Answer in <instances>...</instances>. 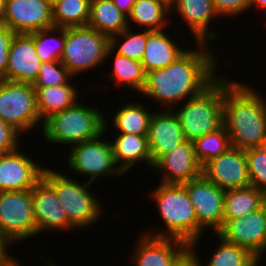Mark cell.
I'll return each instance as SVG.
<instances>
[{
	"label": "cell",
	"mask_w": 266,
	"mask_h": 266,
	"mask_svg": "<svg viewBox=\"0 0 266 266\" xmlns=\"http://www.w3.org/2000/svg\"><path fill=\"white\" fill-rule=\"evenodd\" d=\"M195 45L174 63L146 73L141 97L160 103L163 109H172L207 88L218 77V52L208 48V43Z\"/></svg>",
	"instance_id": "6da1fadb"
},
{
	"label": "cell",
	"mask_w": 266,
	"mask_h": 266,
	"mask_svg": "<svg viewBox=\"0 0 266 266\" xmlns=\"http://www.w3.org/2000/svg\"><path fill=\"white\" fill-rule=\"evenodd\" d=\"M223 77V126L232 147L256 148L266 139V106L257 87Z\"/></svg>",
	"instance_id": "7a4b0ae2"
},
{
	"label": "cell",
	"mask_w": 266,
	"mask_h": 266,
	"mask_svg": "<svg viewBox=\"0 0 266 266\" xmlns=\"http://www.w3.org/2000/svg\"><path fill=\"white\" fill-rule=\"evenodd\" d=\"M149 199L155 202L162 219L164 229L144 232L158 238H173L187 243L190 247L198 246L204 230L198 225L196 212L183 184L158 183L149 190ZM154 231V232H153Z\"/></svg>",
	"instance_id": "3957f363"
},
{
	"label": "cell",
	"mask_w": 266,
	"mask_h": 266,
	"mask_svg": "<svg viewBox=\"0 0 266 266\" xmlns=\"http://www.w3.org/2000/svg\"><path fill=\"white\" fill-rule=\"evenodd\" d=\"M59 171L46 166L42 177L54 188L69 224L75 230L82 231L101 221L105 213V204L90 191L93 183H81Z\"/></svg>",
	"instance_id": "277c9868"
},
{
	"label": "cell",
	"mask_w": 266,
	"mask_h": 266,
	"mask_svg": "<svg viewBox=\"0 0 266 266\" xmlns=\"http://www.w3.org/2000/svg\"><path fill=\"white\" fill-rule=\"evenodd\" d=\"M80 101L43 122L40 132L45 141L68 147L94 139L104 132V112Z\"/></svg>",
	"instance_id": "5b68a950"
},
{
	"label": "cell",
	"mask_w": 266,
	"mask_h": 266,
	"mask_svg": "<svg viewBox=\"0 0 266 266\" xmlns=\"http://www.w3.org/2000/svg\"><path fill=\"white\" fill-rule=\"evenodd\" d=\"M172 110L183 129L185 140L194 142L221 128L223 126L222 75L200 94L174 106Z\"/></svg>",
	"instance_id": "8992f818"
},
{
	"label": "cell",
	"mask_w": 266,
	"mask_h": 266,
	"mask_svg": "<svg viewBox=\"0 0 266 266\" xmlns=\"http://www.w3.org/2000/svg\"><path fill=\"white\" fill-rule=\"evenodd\" d=\"M109 47L110 38L93 28H64V47L60 62L76 77L80 73L101 68L104 62L106 64Z\"/></svg>",
	"instance_id": "52a82bcc"
},
{
	"label": "cell",
	"mask_w": 266,
	"mask_h": 266,
	"mask_svg": "<svg viewBox=\"0 0 266 266\" xmlns=\"http://www.w3.org/2000/svg\"><path fill=\"white\" fill-rule=\"evenodd\" d=\"M108 119H105L104 132L98 137L69 146L65 156H68L66 164L74 174L86 176L87 182L94 183L99 177H119L124 174L117 167L111 141L103 136L108 133ZM71 148V149H70Z\"/></svg>",
	"instance_id": "ba28073f"
},
{
	"label": "cell",
	"mask_w": 266,
	"mask_h": 266,
	"mask_svg": "<svg viewBox=\"0 0 266 266\" xmlns=\"http://www.w3.org/2000/svg\"><path fill=\"white\" fill-rule=\"evenodd\" d=\"M0 119L20 135L40 131L43 122L36 107V91L31 83L0 79ZM41 124V125H40Z\"/></svg>",
	"instance_id": "9c48e42d"
},
{
	"label": "cell",
	"mask_w": 266,
	"mask_h": 266,
	"mask_svg": "<svg viewBox=\"0 0 266 266\" xmlns=\"http://www.w3.org/2000/svg\"><path fill=\"white\" fill-rule=\"evenodd\" d=\"M0 235L12 244L37 236L31 190L0 192Z\"/></svg>",
	"instance_id": "30bf717a"
},
{
	"label": "cell",
	"mask_w": 266,
	"mask_h": 266,
	"mask_svg": "<svg viewBox=\"0 0 266 266\" xmlns=\"http://www.w3.org/2000/svg\"><path fill=\"white\" fill-rule=\"evenodd\" d=\"M196 212L198 225L217 234L224 225L225 190L220 189L203 175L183 184Z\"/></svg>",
	"instance_id": "8fae6325"
},
{
	"label": "cell",
	"mask_w": 266,
	"mask_h": 266,
	"mask_svg": "<svg viewBox=\"0 0 266 266\" xmlns=\"http://www.w3.org/2000/svg\"><path fill=\"white\" fill-rule=\"evenodd\" d=\"M225 241L248 249L259 260L266 255V207L228 220L217 233Z\"/></svg>",
	"instance_id": "7c38bea8"
},
{
	"label": "cell",
	"mask_w": 266,
	"mask_h": 266,
	"mask_svg": "<svg viewBox=\"0 0 266 266\" xmlns=\"http://www.w3.org/2000/svg\"><path fill=\"white\" fill-rule=\"evenodd\" d=\"M2 25L15 34L52 28V5L47 0H5Z\"/></svg>",
	"instance_id": "4fadbf2b"
},
{
	"label": "cell",
	"mask_w": 266,
	"mask_h": 266,
	"mask_svg": "<svg viewBox=\"0 0 266 266\" xmlns=\"http://www.w3.org/2000/svg\"><path fill=\"white\" fill-rule=\"evenodd\" d=\"M202 175L220 189L230 190L250 186L245 150L230 147L202 166Z\"/></svg>",
	"instance_id": "5bb4252c"
},
{
	"label": "cell",
	"mask_w": 266,
	"mask_h": 266,
	"mask_svg": "<svg viewBox=\"0 0 266 266\" xmlns=\"http://www.w3.org/2000/svg\"><path fill=\"white\" fill-rule=\"evenodd\" d=\"M20 147L0 156V192L31 190L42 178L46 166L25 155Z\"/></svg>",
	"instance_id": "9a60e30c"
},
{
	"label": "cell",
	"mask_w": 266,
	"mask_h": 266,
	"mask_svg": "<svg viewBox=\"0 0 266 266\" xmlns=\"http://www.w3.org/2000/svg\"><path fill=\"white\" fill-rule=\"evenodd\" d=\"M31 195L37 236L43 232L50 233V230L67 233L74 229L69 224L54 188L43 177L31 189Z\"/></svg>",
	"instance_id": "2e32d148"
},
{
	"label": "cell",
	"mask_w": 266,
	"mask_h": 266,
	"mask_svg": "<svg viewBox=\"0 0 266 266\" xmlns=\"http://www.w3.org/2000/svg\"><path fill=\"white\" fill-rule=\"evenodd\" d=\"M162 173L160 183L184 184L202 175V166L195 157L194 144L185 140L173 151L162 156L152 171Z\"/></svg>",
	"instance_id": "e0dca14e"
},
{
	"label": "cell",
	"mask_w": 266,
	"mask_h": 266,
	"mask_svg": "<svg viewBox=\"0 0 266 266\" xmlns=\"http://www.w3.org/2000/svg\"><path fill=\"white\" fill-rule=\"evenodd\" d=\"M175 13L179 21H184L189 33L193 35L194 43H208L216 41L218 34L210 27L219 14L216 12L212 0H176L170 8V15ZM214 19V20H213Z\"/></svg>",
	"instance_id": "ac0fdd59"
},
{
	"label": "cell",
	"mask_w": 266,
	"mask_h": 266,
	"mask_svg": "<svg viewBox=\"0 0 266 266\" xmlns=\"http://www.w3.org/2000/svg\"><path fill=\"white\" fill-rule=\"evenodd\" d=\"M41 63L34 45V32L15 34L10 43L8 66L2 79L33 84Z\"/></svg>",
	"instance_id": "d6986e66"
},
{
	"label": "cell",
	"mask_w": 266,
	"mask_h": 266,
	"mask_svg": "<svg viewBox=\"0 0 266 266\" xmlns=\"http://www.w3.org/2000/svg\"><path fill=\"white\" fill-rule=\"evenodd\" d=\"M148 144L153 165L185 141L183 129L172 109L155 110L149 122Z\"/></svg>",
	"instance_id": "ffe728a7"
},
{
	"label": "cell",
	"mask_w": 266,
	"mask_h": 266,
	"mask_svg": "<svg viewBox=\"0 0 266 266\" xmlns=\"http://www.w3.org/2000/svg\"><path fill=\"white\" fill-rule=\"evenodd\" d=\"M138 238L131 255L133 266H172L189 247L178 239L152 237L142 232Z\"/></svg>",
	"instance_id": "44dd1931"
},
{
	"label": "cell",
	"mask_w": 266,
	"mask_h": 266,
	"mask_svg": "<svg viewBox=\"0 0 266 266\" xmlns=\"http://www.w3.org/2000/svg\"><path fill=\"white\" fill-rule=\"evenodd\" d=\"M166 30L151 31L147 29V43L141 59L145 73L164 68L174 63L189 47H183L187 43L180 44L179 38L173 40ZM182 45V46H180Z\"/></svg>",
	"instance_id": "7402d4cb"
},
{
	"label": "cell",
	"mask_w": 266,
	"mask_h": 266,
	"mask_svg": "<svg viewBox=\"0 0 266 266\" xmlns=\"http://www.w3.org/2000/svg\"><path fill=\"white\" fill-rule=\"evenodd\" d=\"M111 140L114 160L123 174L137 163L146 164L152 170V159L147 136L127 133H115Z\"/></svg>",
	"instance_id": "603a6c76"
},
{
	"label": "cell",
	"mask_w": 266,
	"mask_h": 266,
	"mask_svg": "<svg viewBox=\"0 0 266 266\" xmlns=\"http://www.w3.org/2000/svg\"><path fill=\"white\" fill-rule=\"evenodd\" d=\"M71 81L73 79L60 86L34 88L36 91V107L42 122L53 114L69 108L81 99L80 96L82 95H79L81 94L79 93V87L73 85Z\"/></svg>",
	"instance_id": "cb8c5ba5"
},
{
	"label": "cell",
	"mask_w": 266,
	"mask_h": 266,
	"mask_svg": "<svg viewBox=\"0 0 266 266\" xmlns=\"http://www.w3.org/2000/svg\"><path fill=\"white\" fill-rule=\"evenodd\" d=\"M170 16V8L159 0H137L127 16V24L130 28L136 25V30L142 28L161 31L172 23L173 19Z\"/></svg>",
	"instance_id": "d4e9b609"
},
{
	"label": "cell",
	"mask_w": 266,
	"mask_h": 266,
	"mask_svg": "<svg viewBox=\"0 0 266 266\" xmlns=\"http://www.w3.org/2000/svg\"><path fill=\"white\" fill-rule=\"evenodd\" d=\"M87 26L110 38L128 28L127 16L112 0H91Z\"/></svg>",
	"instance_id": "484cf974"
},
{
	"label": "cell",
	"mask_w": 266,
	"mask_h": 266,
	"mask_svg": "<svg viewBox=\"0 0 266 266\" xmlns=\"http://www.w3.org/2000/svg\"><path fill=\"white\" fill-rule=\"evenodd\" d=\"M110 59V62H113L112 69H110L112 73L110 72L109 74L112 83L114 82L117 86L119 85L118 88L126 87V89H130L129 91L133 90L140 94L146 82V73L142 63L140 61L118 55L109 47L105 60Z\"/></svg>",
	"instance_id": "4316f807"
},
{
	"label": "cell",
	"mask_w": 266,
	"mask_h": 266,
	"mask_svg": "<svg viewBox=\"0 0 266 266\" xmlns=\"http://www.w3.org/2000/svg\"><path fill=\"white\" fill-rule=\"evenodd\" d=\"M148 107L141 101H126L123 106L114 113L111 117L113 118L112 125L115 127L116 133H127V134H137L147 136L149 122L152 114L150 111L152 109H147Z\"/></svg>",
	"instance_id": "83f0119b"
},
{
	"label": "cell",
	"mask_w": 266,
	"mask_h": 266,
	"mask_svg": "<svg viewBox=\"0 0 266 266\" xmlns=\"http://www.w3.org/2000/svg\"><path fill=\"white\" fill-rule=\"evenodd\" d=\"M266 194L253 186L225 191L224 224L231 219L244 217L260 209L265 202Z\"/></svg>",
	"instance_id": "f1b7e54d"
},
{
	"label": "cell",
	"mask_w": 266,
	"mask_h": 266,
	"mask_svg": "<svg viewBox=\"0 0 266 266\" xmlns=\"http://www.w3.org/2000/svg\"><path fill=\"white\" fill-rule=\"evenodd\" d=\"M213 235L217 238L219 245H216L206 265L203 264L205 260L202 262L200 255L198 256L201 266H258L259 263L261 264L262 259L259 260L248 249L229 243L218 234Z\"/></svg>",
	"instance_id": "f546056e"
},
{
	"label": "cell",
	"mask_w": 266,
	"mask_h": 266,
	"mask_svg": "<svg viewBox=\"0 0 266 266\" xmlns=\"http://www.w3.org/2000/svg\"><path fill=\"white\" fill-rule=\"evenodd\" d=\"M91 0H59L52 5L54 27L69 28L88 25Z\"/></svg>",
	"instance_id": "4dcf8cb0"
},
{
	"label": "cell",
	"mask_w": 266,
	"mask_h": 266,
	"mask_svg": "<svg viewBox=\"0 0 266 266\" xmlns=\"http://www.w3.org/2000/svg\"><path fill=\"white\" fill-rule=\"evenodd\" d=\"M138 31L135 33L132 27H128L120 34L111 36L110 48L118 55L141 61L147 43V29Z\"/></svg>",
	"instance_id": "1f68e13d"
},
{
	"label": "cell",
	"mask_w": 266,
	"mask_h": 266,
	"mask_svg": "<svg viewBox=\"0 0 266 266\" xmlns=\"http://www.w3.org/2000/svg\"><path fill=\"white\" fill-rule=\"evenodd\" d=\"M34 45L42 62L60 61L64 47V28L52 27L35 31Z\"/></svg>",
	"instance_id": "d6a6232c"
},
{
	"label": "cell",
	"mask_w": 266,
	"mask_h": 266,
	"mask_svg": "<svg viewBox=\"0 0 266 266\" xmlns=\"http://www.w3.org/2000/svg\"><path fill=\"white\" fill-rule=\"evenodd\" d=\"M193 144L195 157L201 166L232 147L229 134L224 126L196 139Z\"/></svg>",
	"instance_id": "836d02e7"
},
{
	"label": "cell",
	"mask_w": 266,
	"mask_h": 266,
	"mask_svg": "<svg viewBox=\"0 0 266 266\" xmlns=\"http://www.w3.org/2000/svg\"><path fill=\"white\" fill-rule=\"evenodd\" d=\"M71 78L69 70L60 61L42 62L33 88H44L67 84Z\"/></svg>",
	"instance_id": "e575fe53"
},
{
	"label": "cell",
	"mask_w": 266,
	"mask_h": 266,
	"mask_svg": "<svg viewBox=\"0 0 266 266\" xmlns=\"http://www.w3.org/2000/svg\"><path fill=\"white\" fill-rule=\"evenodd\" d=\"M251 186L266 194V154L259 148L245 150Z\"/></svg>",
	"instance_id": "d590c367"
},
{
	"label": "cell",
	"mask_w": 266,
	"mask_h": 266,
	"mask_svg": "<svg viewBox=\"0 0 266 266\" xmlns=\"http://www.w3.org/2000/svg\"><path fill=\"white\" fill-rule=\"evenodd\" d=\"M219 16L229 20L249 11V0H212Z\"/></svg>",
	"instance_id": "8d00e7d4"
},
{
	"label": "cell",
	"mask_w": 266,
	"mask_h": 266,
	"mask_svg": "<svg viewBox=\"0 0 266 266\" xmlns=\"http://www.w3.org/2000/svg\"><path fill=\"white\" fill-rule=\"evenodd\" d=\"M21 138L15 129L0 119V150L3 153L12 152L21 146Z\"/></svg>",
	"instance_id": "74e56055"
},
{
	"label": "cell",
	"mask_w": 266,
	"mask_h": 266,
	"mask_svg": "<svg viewBox=\"0 0 266 266\" xmlns=\"http://www.w3.org/2000/svg\"><path fill=\"white\" fill-rule=\"evenodd\" d=\"M15 33L5 25L0 24V79L5 76L8 66L9 47Z\"/></svg>",
	"instance_id": "f35d334b"
},
{
	"label": "cell",
	"mask_w": 266,
	"mask_h": 266,
	"mask_svg": "<svg viewBox=\"0 0 266 266\" xmlns=\"http://www.w3.org/2000/svg\"><path fill=\"white\" fill-rule=\"evenodd\" d=\"M14 246L7 238L0 235V266H18L20 261L9 253V249Z\"/></svg>",
	"instance_id": "ab89813d"
},
{
	"label": "cell",
	"mask_w": 266,
	"mask_h": 266,
	"mask_svg": "<svg viewBox=\"0 0 266 266\" xmlns=\"http://www.w3.org/2000/svg\"><path fill=\"white\" fill-rule=\"evenodd\" d=\"M195 247H188L173 263L172 266H201V261Z\"/></svg>",
	"instance_id": "60d3db41"
},
{
	"label": "cell",
	"mask_w": 266,
	"mask_h": 266,
	"mask_svg": "<svg viewBox=\"0 0 266 266\" xmlns=\"http://www.w3.org/2000/svg\"><path fill=\"white\" fill-rule=\"evenodd\" d=\"M117 8L123 12L126 16H128L131 12L132 5L137 0H112Z\"/></svg>",
	"instance_id": "b9f144b4"
},
{
	"label": "cell",
	"mask_w": 266,
	"mask_h": 266,
	"mask_svg": "<svg viewBox=\"0 0 266 266\" xmlns=\"http://www.w3.org/2000/svg\"><path fill=\"white\" fill-rule=\"evenodd\" d=\"M258 8L262 12H266V0H249V10Z\"/></svg>",
	"instance_id": "7bdbcfd3"
},
{
	"label": "cell",
	"mask_w": 266,
	"mask_h": 266,
	"mask_svg": "<svg viewBox=\"0 0 266 266\" xmlns=\"http://www.w3.org/2000/svg\"><path fill=\"white\" fill-rule=\"evenodd\" d=\"M4 5L5 0H0V24H2L4 18Z\"/></svg>",
	"instance_id": "ee69618b"
},
{
	"label": "cell",
	"mask_w": 266,
	"mask_h": 266,
	"mask_svg": "<svg viewBox=\"0 0 266 266\" xmlns=\"http://www.w3.org/2000/svg\"><path fill=\"white\" fill-rule=\"evenodd\" d=\"M159 1L163 2L169 8H171L176 2V0H159Z\"/></svg>",
	"instance_id": "f6af8a7d"
},
{
	"label": "cell",
	"mask_w": 266,
	"mask_h": 266,
	"mask_svg": "<svg viewBox=\"0 0 266 266\" xmlns=\"http://www.w3.org/2000/svg\"><path fill=\"white\" fill-rule=\"evenodd\" d=\"M42 263H44L45 266H58L57 263L52 262L51 260L49 261L48 259H46V260L44 259V262H42Z\"/></svg>",
	"instance_id": "bcb514c9"
},
{
	"label": "cell",
	"mask_w": 266,
	"mask_h": 266,
	"mask_svg": "<svg viewBox=\"0 0 266 266\" xmlns=\"http://www.w3.org/2000/svg\"><path fill=\"white\" fill-rule=\"evenodd\" d=\"M259 148L266 154V139L261 143Z\"/></svg>",
	"instance_id": "7dc6e473"
},
{
	"label": "cell",
	"mask_w": 266,
	"mask_h": 266,
	"mask_svg": "<svg viewBox=\"0 0 266 266\" xmlns=\"http://www.w3.org/2000/svg\"><path fill=\"white\" fill-rule=\"evenodd\" d=\"M51 5H53L55 2L59 1V0H47Z\"/></svg>",
	"instance_id": "c3c4849f"
}]
</instances>
